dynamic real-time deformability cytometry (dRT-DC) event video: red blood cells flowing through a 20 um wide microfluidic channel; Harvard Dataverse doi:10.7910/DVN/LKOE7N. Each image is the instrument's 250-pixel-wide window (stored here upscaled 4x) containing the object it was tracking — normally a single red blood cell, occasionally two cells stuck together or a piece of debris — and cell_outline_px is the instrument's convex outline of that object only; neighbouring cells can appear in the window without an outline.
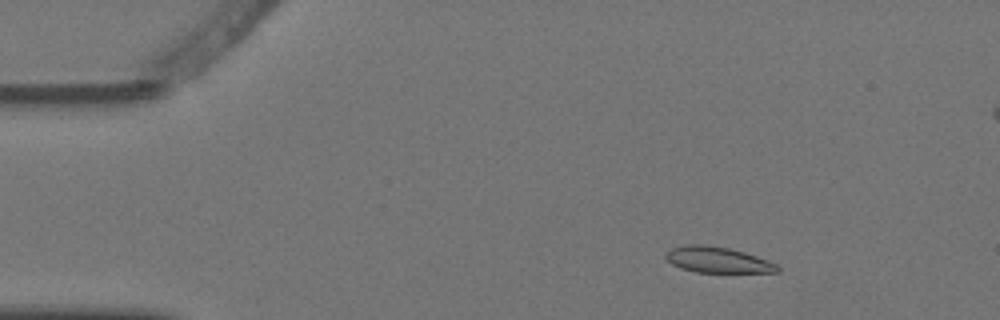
{"species": "Egyptian fruit bat (a non-hibernating species)", "species_latin": "Rousettus aegyptiacus", "temperature_condition": "warm", "stored_images_in_passage": 5, "segment_of_instrument_passage": [1, 2], "camera_frame_rate_fps": 3000, "um_per_image_px": 0.085, "animal": {"sex": "female"}, "frame": {"image": 1, "passage_image": 2, "time_ms": 0.333, "image_size_px": [1000, 320], "cell_outline_px": [[780, 272], [696, 272], [680, 268], [672, 264], [664, 256], [664, 252], [672, 248], [684, 244], [704, 244], [728, 248], [744, 252], [768, 260], [776, 264], [780, 268]], "centroid_in_image_um": [60.96, 22.08], "position_along_channel_um": 24.0, "area_um2": 16.88}}